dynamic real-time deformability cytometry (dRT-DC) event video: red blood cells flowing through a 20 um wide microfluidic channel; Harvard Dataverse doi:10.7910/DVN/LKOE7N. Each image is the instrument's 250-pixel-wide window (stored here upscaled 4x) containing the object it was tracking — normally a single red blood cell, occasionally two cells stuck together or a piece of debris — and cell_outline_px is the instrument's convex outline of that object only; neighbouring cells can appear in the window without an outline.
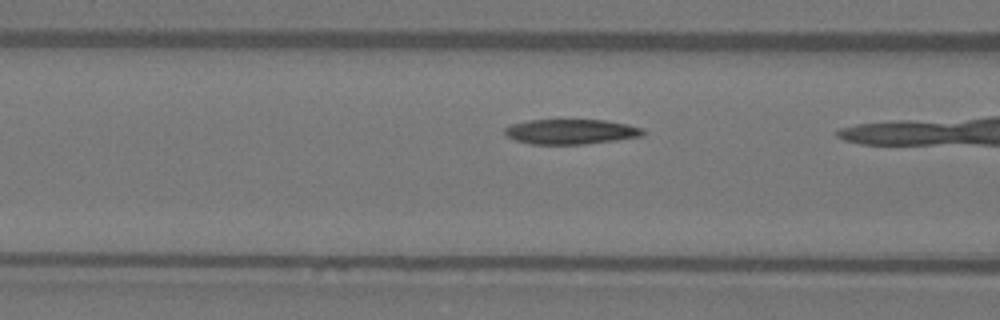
{"species": "Egyptian fruit bat (a non-hibernating species)", "species_latin": "Rousettus aegyptiacus", "temperature_condition": "warm", "stored_images_in_passage": 9, "camera_frame_rate_fps": 3000, "um_per_image_px": 0.085, "animal": {"sex": "female"}, "frame": {"image": 1, "passage_image": 8, "time_ms": 2.333, "image_size_px": [1000, 320], "cell_outline_px": [[644, 132], [640, 136], [616, 140], [584, 144], [532, 144], [516, 140], [508, 136], [504, 132], [504, 128], [512, 124], [528, 120], [604, 120], [628, 124], [644, 128]], "centroid_in_image_um": [48.53, 11.18], "position_along_channel_um": 118.1, "area_um2": 20.0}}